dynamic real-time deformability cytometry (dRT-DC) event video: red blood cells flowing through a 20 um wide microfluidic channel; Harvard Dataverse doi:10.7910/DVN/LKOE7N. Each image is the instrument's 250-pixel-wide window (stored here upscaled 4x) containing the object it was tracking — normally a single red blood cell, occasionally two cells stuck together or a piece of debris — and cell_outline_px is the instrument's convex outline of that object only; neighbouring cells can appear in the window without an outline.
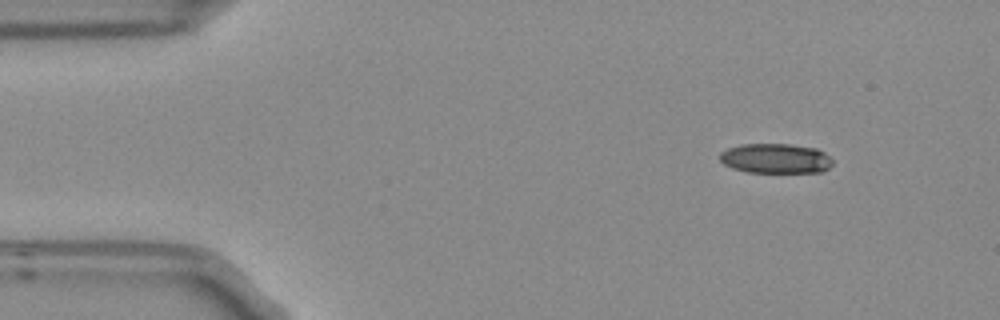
{"species": "Egyptian fruit bat (a non-hibernating species)", "species_latin": "Rousettus aegyptiacus", "temperature_condition": "room temperature", "stored_images_in_passage": 9, "camera_frame_rate_fps": 3000, "um_per_image_px": 0.085, "frame": {"image": 1, "passage_image": 1, "time_ms": 0.0, "image_size_px": [1000, 320], "cell_outline_px": [[832, 164], [824, 172], [748, 172], [732, 168], [724, 164], [720, 160], [720, 152], [728, 148], [740, 144], [788, 144], [816, 148], [824, 152], [832, 160]], "centroid_in_image_um": [65.92, 13.47], "position_along_channel_um": 19.1, "area_um2": 19.59}}
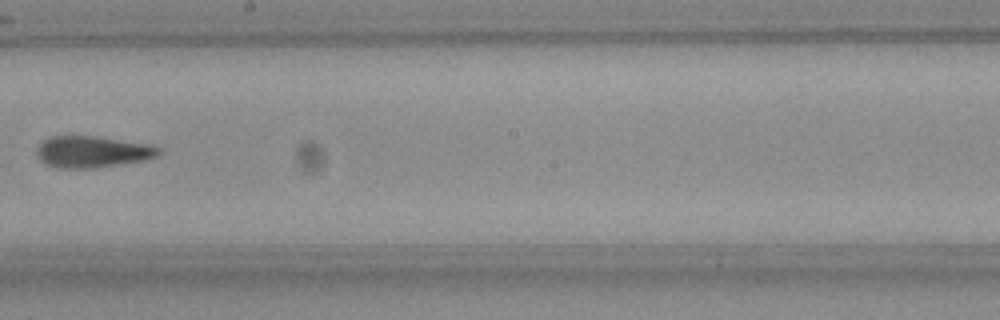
{"frame": {"image": 2, "passage_image": 8, "time_ms": 2.333, "image_size_px": [1000, 320], "cell_outline_px": [[160, 152], [156, 156], [144, 160], [88, 168], [60, 168], [48, 164], [40, 160], [40, 144], [44, 140], [52, 136], [96, 136], [144, 144], [160, 148]], "centroid_in_image_um": [7.85, 12.89], "position_along_channel_um": 240.3, "area_um2": 21.5}}
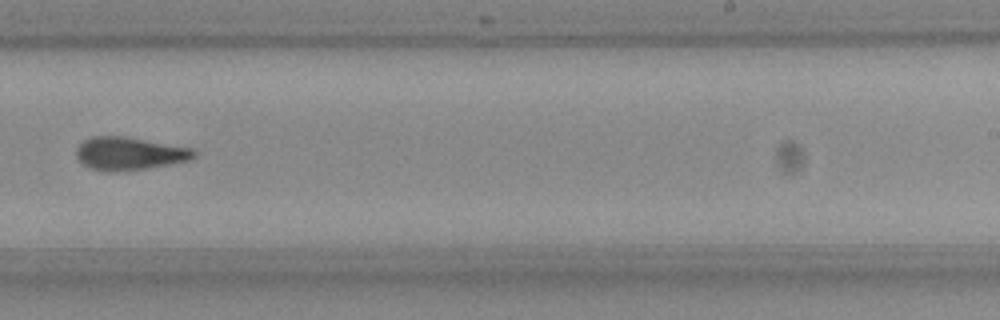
{"frame": {"image": 3, "passage_image": 9, "time_ms": 2.667, "image_size_px": [1000, 320], "cell_outline_px": [[200, 152], [192, 160], [144, 168], [112, 172], [92, 168], [84, 164], [76, 156], [76, 148], [84, 140], [92, 136], [124, 136], [196, 148]], "centroid_in_image_um": [11.08, 13.03], "position_along_channel_um": 277.9, "area_um2": 22.66}}